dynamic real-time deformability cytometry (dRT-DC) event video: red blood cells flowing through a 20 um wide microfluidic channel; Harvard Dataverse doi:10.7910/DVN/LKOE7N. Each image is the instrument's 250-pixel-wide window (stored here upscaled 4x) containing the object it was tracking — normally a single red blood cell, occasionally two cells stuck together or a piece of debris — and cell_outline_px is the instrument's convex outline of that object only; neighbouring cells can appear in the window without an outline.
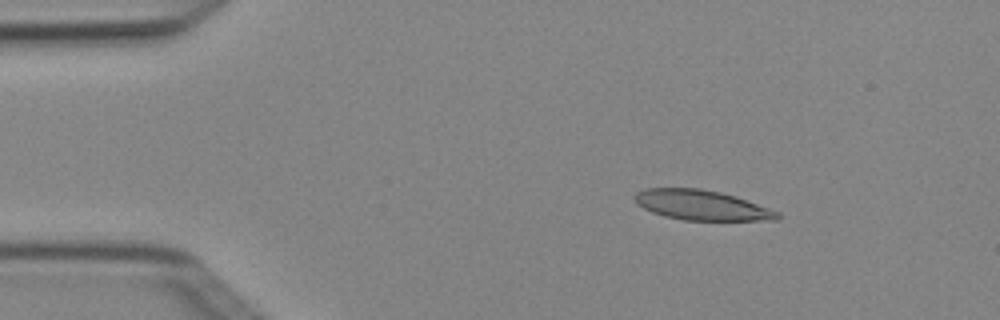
{"species": "Egyptian fruit bat (a non-hibernating species)", "species_latin": "Rousettus aegyptiacus", "temperature_condition": "cold", "stored_images_in_passage": 4, "camera_frame_rate_fps": 3000, "um_per_image_px": 0.085, "animal": {"sex": "female"}, "frame": {"image": 1, "passage_image": 2, "time_ms": 0.333, "image_size_px": [1000, 320], "cell_outline_px": [[780, 220], [684, 220], [664, 216], [652, 212], [636, 204], [632, 196], [636, 192], [644, 188], [700, 188], [720, 192], [736, 196], [780, 212]], "centroid_in_image_um": [59.62, 17.43], "position_along_channel_um": 25.4, "area_um2": 25.09}}
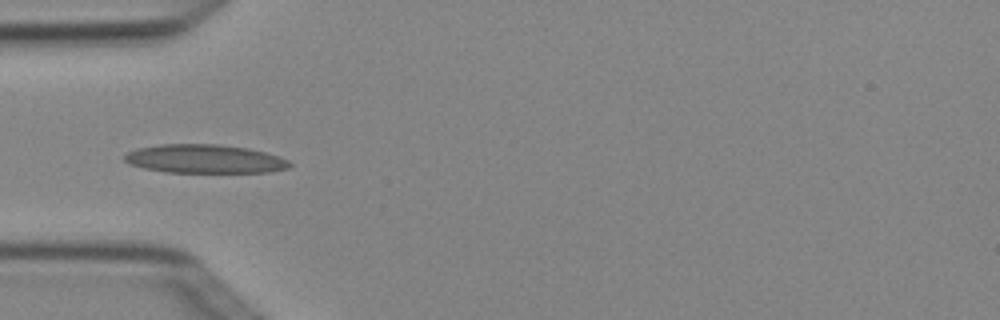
{"frame": {"image": 2, "passage_image": 4, "time_ms": 1.0, "image_size_px": [1000, 320], "cell_outline_px": [[292, 164], [288, 168], [268, 172], [164, 172], [144, 168], [128, 164], [124, 160], [124, 156], [128, 152], [136, 148], [160, 144], [216, 144], [248, 148], [280, 156], [288, 160]], "centroid_in_image_um": [17.38, 13.5], "position_along_channel_um": 67.6, "area_um2": 27.63}}